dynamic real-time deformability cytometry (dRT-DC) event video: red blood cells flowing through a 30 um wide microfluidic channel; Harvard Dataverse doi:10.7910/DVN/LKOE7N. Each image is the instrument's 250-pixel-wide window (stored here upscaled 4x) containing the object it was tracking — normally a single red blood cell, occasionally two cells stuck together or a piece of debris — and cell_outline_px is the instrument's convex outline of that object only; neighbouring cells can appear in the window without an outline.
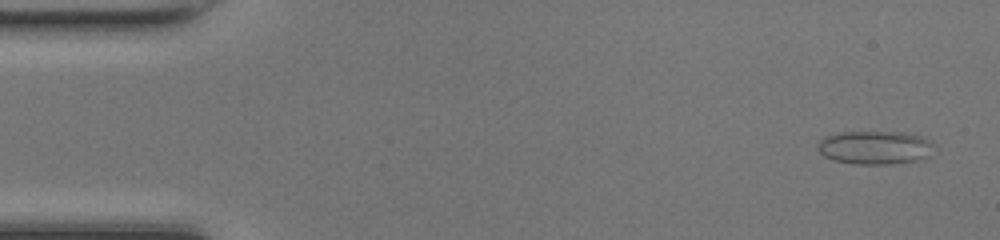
{"species": "common noctule bat (a hibernating species)", "species_latin": "Nyctalus noctula", "temperature_condition": "room temperature", "stored_images_in_passage": 48, "camera_frame_rate_fps": 3000, "um_per_image_px": 0.085, "animal": {"sex": "female", "body_mass_g": 17.0, "forearm_length_mm": 48.0}, "frame": {"image": 1, "passage_image": 2, "time_ms": 0.333, "image_size_px": [1000, 240], "cell_outline_px": [[936, 144], [932, 156], [920, 160], [888, 164], [856, 164], [832, 160], [824, 156], [816, 148], [816, 144], [824, 136], [840, 132], [904, 132], [924, 136], [932, 140]], "centroid_in_image_um": [74.44, 12.53], "position_along_channel_um": 10.6, "area_um2": 23.35}}
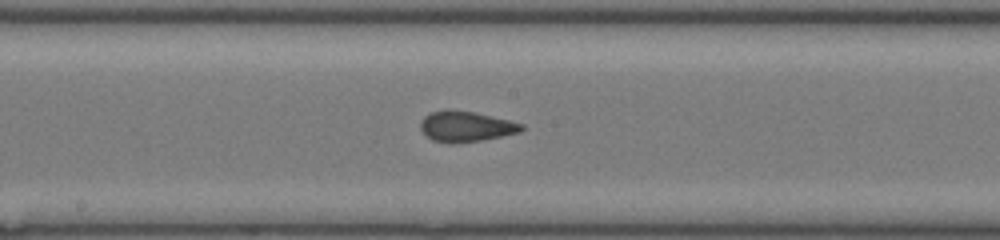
{"frame": {"image": 2, "passage_image": 25, "time_ms": 8.0, "image_size_px": [1000, 240], "cell_outline_px": [[524, 128], [520, 132], [480, 140], [452, 144], [448, 144], [432, 140], [420, 128], [420, 120], [424, 116], [432, 112], [448, 108], [472, 112], [508, 120], [524, 124]], "centroid_in_image_um": [39.56, 10.74], "position_along_channel_um": 208.6, "area_um2": 17.92}}
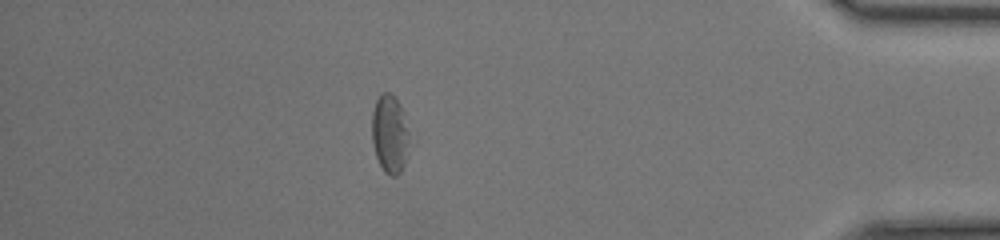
{"frame": {"image": 3, "passage_image": 42, "time_ms": 13.667, "image_size_px": [1000, 240], "cell_outline_px": [[408, 156], [400, 172], [396, 176], [388, 176], [384, 172], [376, 156], [372, 140], [372, 112], [376, 100], [380, 92], [388, 92], [400, 104], [408, 132]], "centroid_in_image_um": [33.11, 11.41], "position_along_channel_um": 402.1, "area_um2": 16.99}, "authors_computed_cell_mechanics": {"area_um2": 18.1492, "velocity_mm_per_s": 4.2385, "shape_relaxation_time_tau1_ms": null, "shape_relaxation_time_tau2_ms": 0.8114, "deformation_change_tau1": null, "deformation_change_tau2": 0.0583}}